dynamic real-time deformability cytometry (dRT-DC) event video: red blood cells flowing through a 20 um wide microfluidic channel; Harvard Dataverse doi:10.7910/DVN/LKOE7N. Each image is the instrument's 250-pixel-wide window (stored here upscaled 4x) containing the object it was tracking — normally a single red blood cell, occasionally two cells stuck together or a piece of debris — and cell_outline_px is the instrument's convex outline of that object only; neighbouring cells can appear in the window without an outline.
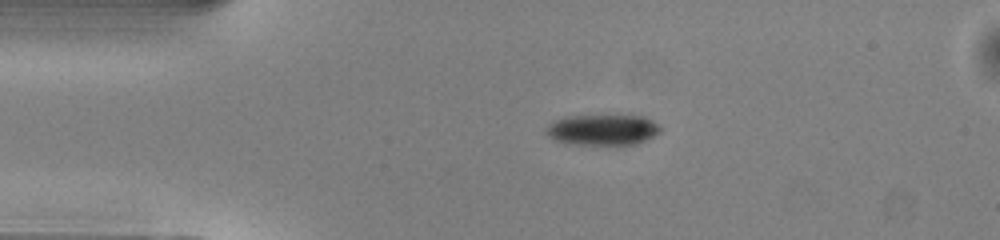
{"species": "common noctule bat (a hibernating species)", "species_latin": "Nyctalus noctula", "temperature_condition": "warm", "stored_images_in_passage": 41, "camera_frame_rate_fps": 3000, "um_per_image_px": 0.085, "animal": {"sex": "male", "body_mass_g": 13.0, "forearm_length_mm": 53.1}, "frame": {"image": 1, "passage_image": 1, "time_ms": 0.0, "image_size_px": [1000, 240], "cell_outline_px": [[660, 132], [636, 144], [620, 148], [616, 148], [564, 144], [552, 140], [544, 132], [544, 128], [548, 124], [556, 120], [568, 116], [644, 116], [652, 120], [660, 128]], "centroid_in_image_um": [51.16, 11.11], "position_along_channel_um": 33.8, "area_um2": 21.5}}
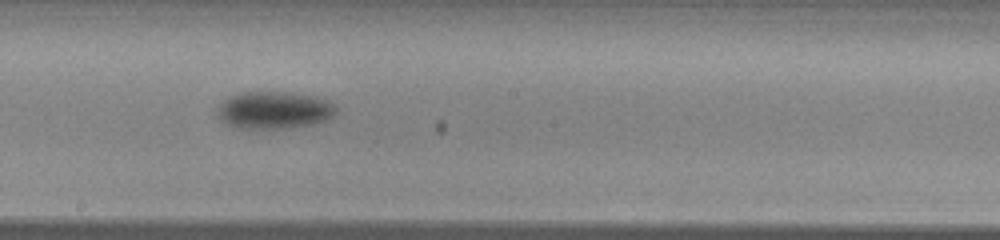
{"frame": {"image": 2, "passage_image": 18, "time_ms": 5.667, "image_size_px": [1000, 240], "cell_outline_px": [[336, 112], [332, 116], [324, 120], [312, 124], [288, 128], [240, 128], [228, 124], [216, 112], [220, 100], [240, 92], [292, 92], [316, 96], [328, 100], [336, 108]], "centroid_in_image_um": [23.29, 9.34], "position_along_channel_um": 224.9, "area_um2": 25.78}}
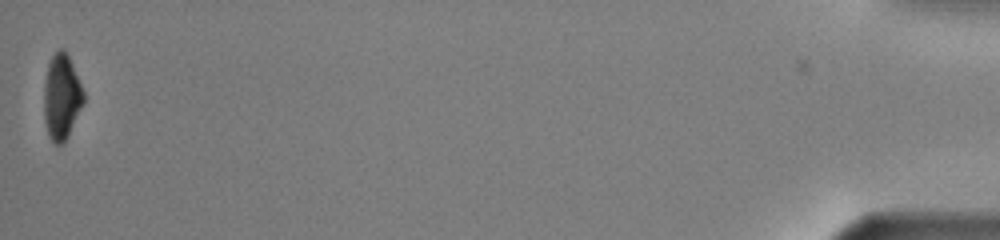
{"frame": {"image": 3, "passage_image": 41, "time_ms": 13.333, "image_size_px": [1000, 240], "cell_outline_px": [[84, 104], [64, 144], [56, 144], [48, 136], [44, 120], [44, 84], [48, 64], [52, 56], [60, 48], [64, 48], [72, 64], [84, 92]], "centroid_in_image_um": [5.24, 8.27], "position_along_channel_um": 430.0, "area_um2": 19.77}, "authors_computed_cell_mechanics": {"area_um2": 23.987, "velocity_mm_per_s": 4.0467, "shape_relaxation_time_tau1_ms": 3.3554, "shape_relaxation_time_tau2_ms": null, "deformation_change_tau1": 0.1192, "deformation_change_tau2": null}}